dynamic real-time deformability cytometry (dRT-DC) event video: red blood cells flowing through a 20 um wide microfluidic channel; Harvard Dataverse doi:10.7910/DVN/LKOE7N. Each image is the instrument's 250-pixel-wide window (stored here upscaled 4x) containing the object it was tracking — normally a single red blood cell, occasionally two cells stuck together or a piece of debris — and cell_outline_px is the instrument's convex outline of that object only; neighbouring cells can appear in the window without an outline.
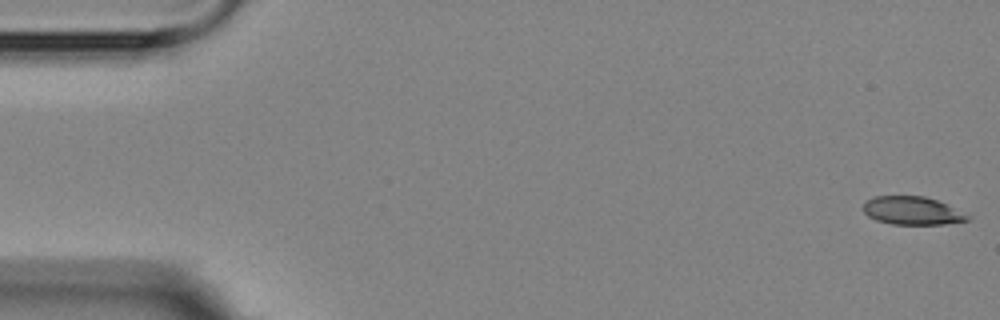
{"species": "Egyptian fruit bat (a non-hibernating species)", "species_latin": "Rousettus aegyptiacus", "temperature_condition": "room temperature", "stored_images_in_passage": 6, "camera_frame_rate_fps": 3000, "um_per_image_px": 0.085, "animal": {"sex": "female"}, "frame": {"image": 1, "passage_image": 1, "time_ms": 0.0, "image_size_px": [1000, 320], "cell_outline_px": [[972, 216], [968, 220], [944, 224], [892, 224], [876, 220], [868, 216], [864, 212], [864, 200], [876, 196], [924, 196], [936, 200]], "centroid_in_image_um": [77.52, 17.91], "position_along_channel_um": 7.5, "area_um2": 16.99}}
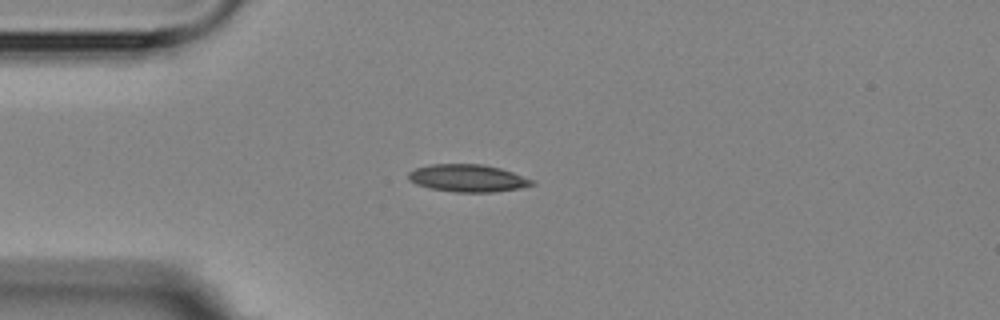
{"frame": {"image": 2, "passage_image": 5, "time_ms": 4.333, "image_size_px": [1000, 320], "cell_outline_px": [[536, 184], [520, 188], [492, 192], [456, 192], [432, 188], [416, 184], [408, 180], [408, 172], [416, 168], [432, 164], [484, 164], [500, 168], [536, 180]], "centroid_in_image_um": [39.79, 15.14], "position_along_channel_um": 45.2, "area_um2": 19.77}}
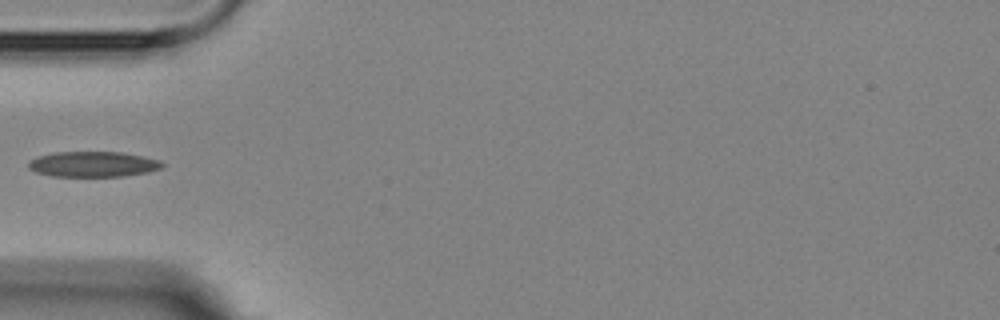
{"frame": {"image": 3, "passage_image": 6, "time_ms": 5.667, "image_size_px": [1000, 320], "cell_outline_px": [[164, 164], [160, 168], [148, 172], [124, 176], [52, 176], [36, 172], [28, 168], [28, 160], [36, 156], [52, 152], [120, 152], [160, 160]], "centroid_in_image_um": [7.85, 13.95], "position_along_channel_um": 77.2, "area_um2": 19.83}}